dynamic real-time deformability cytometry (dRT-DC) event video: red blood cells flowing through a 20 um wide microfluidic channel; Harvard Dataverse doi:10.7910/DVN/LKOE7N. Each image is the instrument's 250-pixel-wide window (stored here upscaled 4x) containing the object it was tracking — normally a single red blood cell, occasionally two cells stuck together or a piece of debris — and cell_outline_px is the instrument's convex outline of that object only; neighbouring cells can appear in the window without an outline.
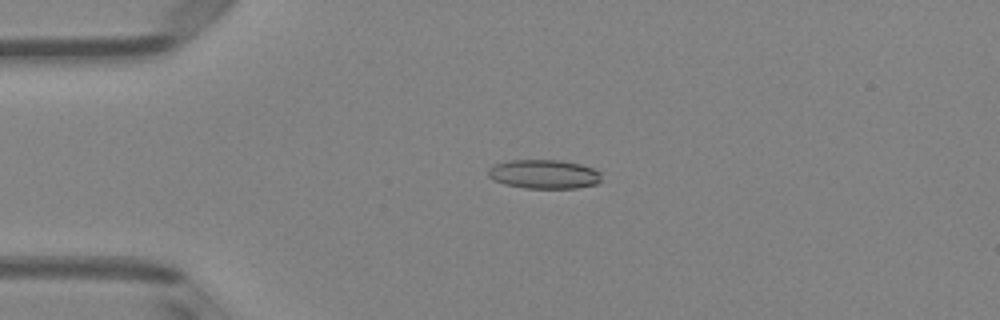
{"species": "Egyptian fruit bat (a non-hibernating species)", "species_latin": "Rousettus aegyptiacus", "temperature_condition": "room temperature", "stored_images_in_passage": 50, "camera_frame_rate_fps": 3000, "um_per_image_px": 0.085, "animal": {"sex": "female"}, "frame": {"image": 1, "passage_image": 12, "time_ms": 3.667, "image_size_px": [1000, 320], "cell_outline_px": [[600, 180], [596, 184], [576, 188], [524, 188], [504, 184], [492, 180], [488, 176], [488, 168], [492, 164], [508, 160], [560, 160], [580, 164], [592, 168], [600, 172]], "centroid_in_image_um": [46.18, 14.8], "position_along_channel_um": 38.8, "area_um2": 19.31}}
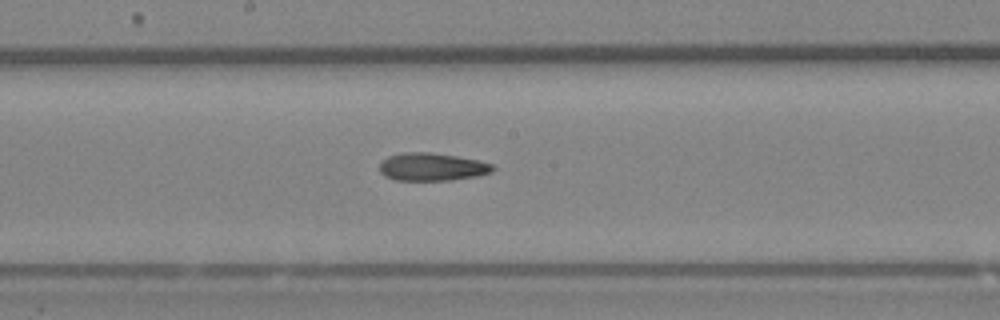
{"frame": {"image": 2, "passage_image": 27, "time_ms": 8.667, "image_size_px": [1000, 320], "cell_outline_px": [[496, 168], [492, 172], [476, 176], [452, 180], [396, 180], [384, 176], [380, 172], [380, 164], [388, 156], [400, 152], [432, 152], [456, 156], [476, 160], [492, 164]], "centroid_in_image_um": [36.71, 14.18], "position_along_channel_um": 211.5, "area_um2": 18.38}}
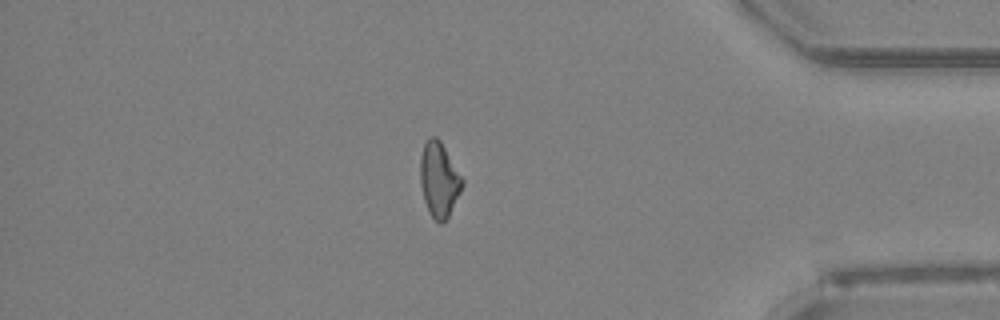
{"frame": {"image": 3, "passage_image": 43, "time_ms": 14.0, "image_size_px": [1000, 320], "cell_outline_px": [[464, 184], [448, 216], [440, 224], [428, 212], [424, 200], [420, 184], [420, 156], [424, 144], [428, 136], [436, 136], [440, 140], [464, 180]], "centroid_in_image_um": [37.3, 15.23], "position_along_channel_um": 397.9, "area_um2": 18.26}, "authors_computed_cell_mechanics": {"area_um2": 18.8139, "velocity_mm_per_s": 4.091, "shape_relaxation_time_tau1_ms": 4.389, "shape_relaxation_time_tau2_ms": 4.3604, "deformation_change_tau1": 0.1318, "deformation_change_tau2": 0.1501}}